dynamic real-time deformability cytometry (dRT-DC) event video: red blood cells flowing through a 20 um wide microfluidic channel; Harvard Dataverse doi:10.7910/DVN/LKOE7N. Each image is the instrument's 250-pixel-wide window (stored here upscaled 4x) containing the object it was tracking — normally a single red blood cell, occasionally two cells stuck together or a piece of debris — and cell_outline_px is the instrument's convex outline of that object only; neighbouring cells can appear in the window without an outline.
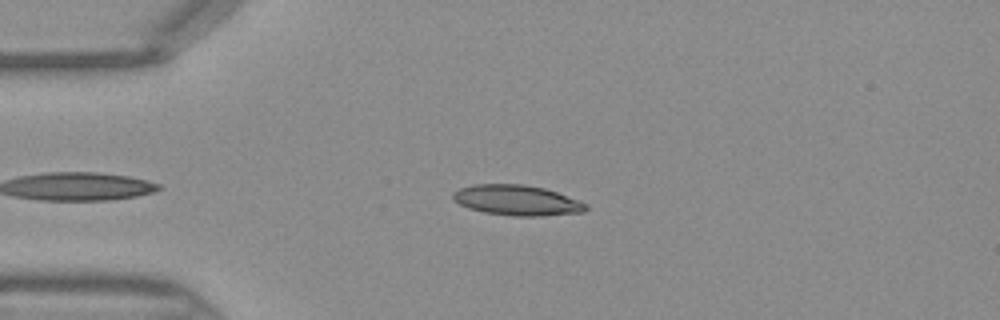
{"species": "Egyptian fruit bat (a non-hibernating species)", "species_latin": "Rousettus aegyptiacus", "temperature_condition": "warm", "stored_images_in_passage": 39, "camera_frame_rate_fps": 3000, "um_per_image_px": 0.085, "frame": {"image": 1, "passage_image": 9, "time_ms": 2.667, "image_size_px": [1000, 320], "cell_outline_px": [[588, 208], [584, 212], [540, 216], [512, 216], [484, 212], [468, 208], [452, 200], [452, 192], [460, 188], [472, 184], [524, 184], [544, 188], [580, 200], [588, 204]], "centroid_in_image_um": [43.93, 17.02], "position_along_channel_um": 41.1, "area_um2": 23.7}}
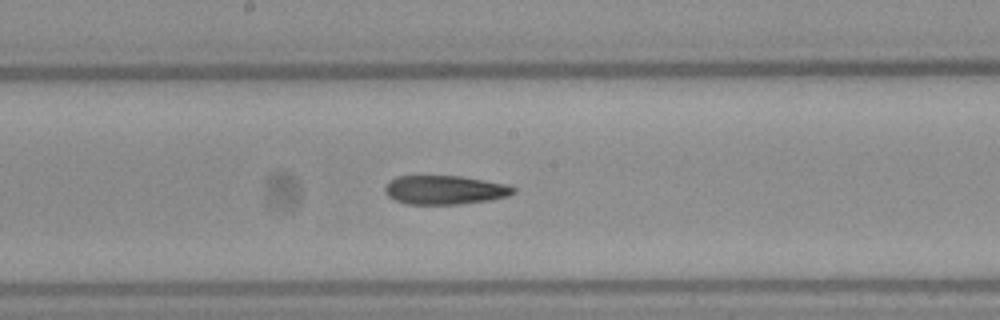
{"frame": {"image": 2, "passage_image": 22, "time_ms": 7.0, "image_size_px": [1000, 320], "cell_outline_px": [[516, 192], [508, 196], [488, 200], [460, 204], [408, 204], [396, 200], [388, 196], [384, 188], [396, 176], [460, 176], [484, 180], [504, 184], [516, 188]], "centroid_in_image_um": [37.82, 16.14], "position_along_channel_um": 210.4, "area_um2": 21.39}}
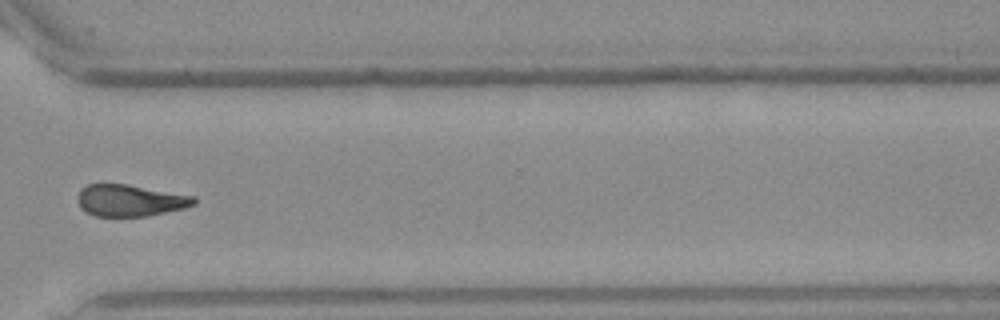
{"frame": {"image": 3, "passage_image": 32, "time_ms": 10.333, "image_size_px": [1000, 320], "cell_outline_px": [[196, 204], [184, 208], [148, 216], [96, 216], [84, 212], [80, 208], [76, 200], [76, 196], [80, 188], [88, 184], [124, 184], [196, 196]], "centroid_in_image_um": [11.01, 17.04], "position_along_channel_um": 359.6, "area_um2": 21.68}}